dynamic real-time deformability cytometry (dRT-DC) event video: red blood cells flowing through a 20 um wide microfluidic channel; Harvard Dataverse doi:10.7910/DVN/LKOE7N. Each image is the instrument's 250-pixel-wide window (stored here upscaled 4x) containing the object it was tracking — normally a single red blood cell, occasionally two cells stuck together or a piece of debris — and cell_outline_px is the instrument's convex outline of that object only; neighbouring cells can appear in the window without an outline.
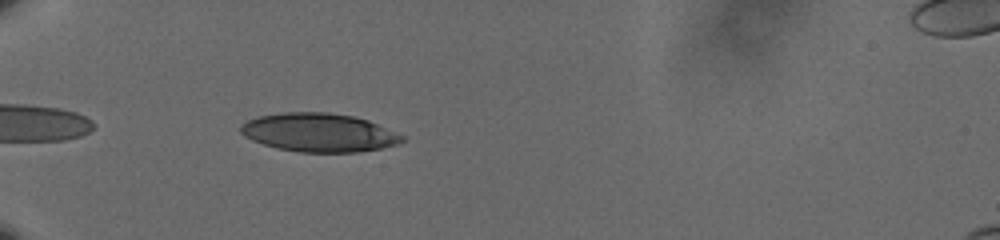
{"species": "human", "species_latin": "Homo sapiens", "temperature_condition": "cold", "stored_images_in_passage": 41, "camera_frame_rate_fps": 3000, "um_per_image_px": 0.085, "donor": {"sex": "male"}, "frame": {"image": 1, "passage_image": 3, "time_ms": 0.667, "image_size_px": [1000, 240], "cell_outline_px": [[408, 136], [404, 140], [396, 144], [380, 148], [356, 152], [300, 152], [276, 148], [252, 140], [244, 136], [240, 132], [240, 124], [256, 116], [280, 112], [328, 112], [352, 116], [368, 120]], "centroid_in_image_um": [27.11, 11.26], "position_along_channel_um": 57.9, "area_um2": 36.53}}
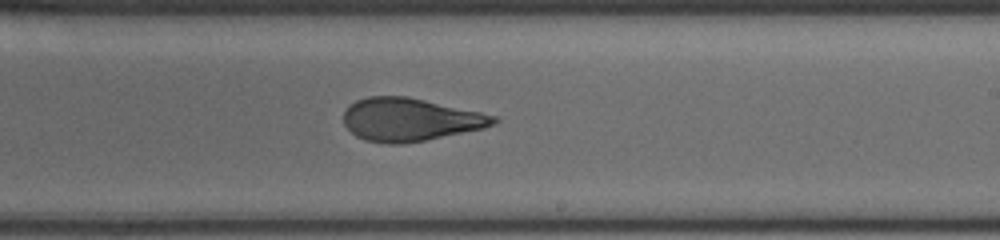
{"frame": {"image": 2, "passage_image": 21, "time_ms": 6.667, "image_size_px": [1000, 240], "cell_outline_px": [[500, 120], [496, 124], [484, 128], [424, 140], [400, 144], [388, 144], [364, 140], [356, 136], [344, 124], [344, 112], [348, 104], [356, 100], [368, 96], [408, 96], [480, 112], [496, 116]], "centroid_in_image_um": [34.84, 10.15], "position_along_channel_um": 254.2, "area_um2": 37.57}}
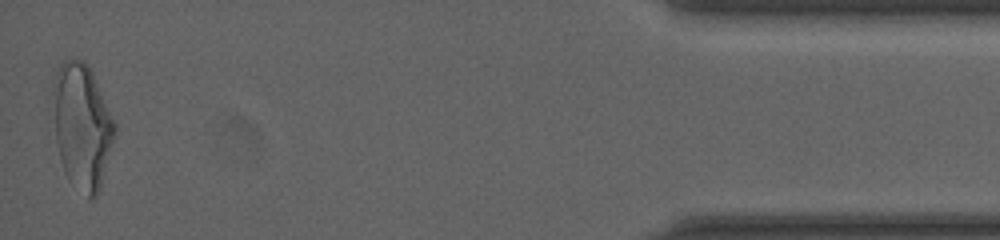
{"frame": {"image": 3, "passage_image": 41, "time_ms": 13.333, "image_size_px": [1000, 240], "cell_outline_px": [[116, 132], [100, 192], [96, 196], [88, 196], [68, 180], [64, 172], [48, 112], [56, 72], [60, 64], [68, 56], [84, 60], [92, 72], [116, 124]], "centroid_in_image_um": [6.92, 10.67], "position_along_channel_um": 428.3, "area_um2": 46.07}, "authors_computed_cell_mechanics": {"area_um2": 37.9168, "velocity_mm_per_s": 3.6309, "shape_relaxation_time_tau1_ms": 8.2897, "shape_relaxation_time_tau2_ms": 1.3237, "deformation_change_tau1": 0.2164, "deformation_change_tau2": 0.0923}}